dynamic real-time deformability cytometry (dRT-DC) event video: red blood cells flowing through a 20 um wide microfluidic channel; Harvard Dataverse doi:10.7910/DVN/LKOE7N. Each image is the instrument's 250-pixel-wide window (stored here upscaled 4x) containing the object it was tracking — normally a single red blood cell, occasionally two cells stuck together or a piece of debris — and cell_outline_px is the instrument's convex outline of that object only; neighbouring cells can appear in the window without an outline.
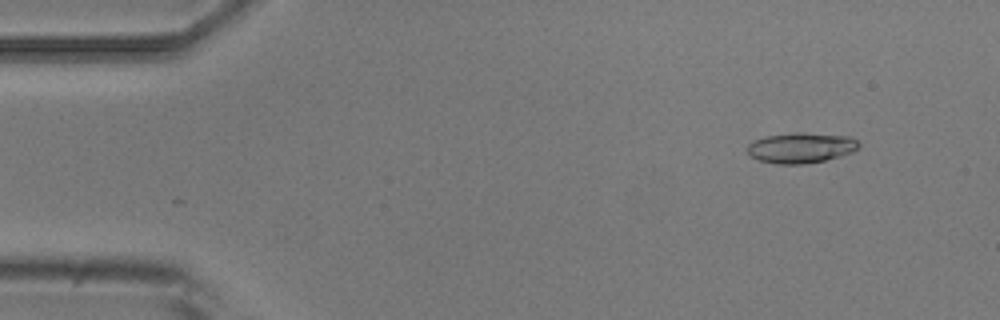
{"species": "common noctule bat (a hibernating species)", "species_latin": "Nyctalus noctula", "temperature_condition": "room temperature", "stored_images_in_passage": 6, "camera_frame_rate_fps": 3000, "um_per_image_px": 0.085, "animal": {"sex": "male", "body_mass_g": 20.5, "forearm_length_mm": 52.5}, "frame": {"image": 1, "passage_image": 2, "time_ms": 1.333, "image_size_px": [1000, 320], "cell_outline_px": [[860, 148], [852, 152], [840, 156], [824, 160], [804, 164], [776, 164], [760, 160], [748, 156], [748, 144], [756, 140], [768, 136], [792, 132], [800, 132], [852, 136], [860, 144]], "centroid_in_image_um": [68.11, 12.56], "position_along_channel_um": 16.9, "area_um2": 19.83}}
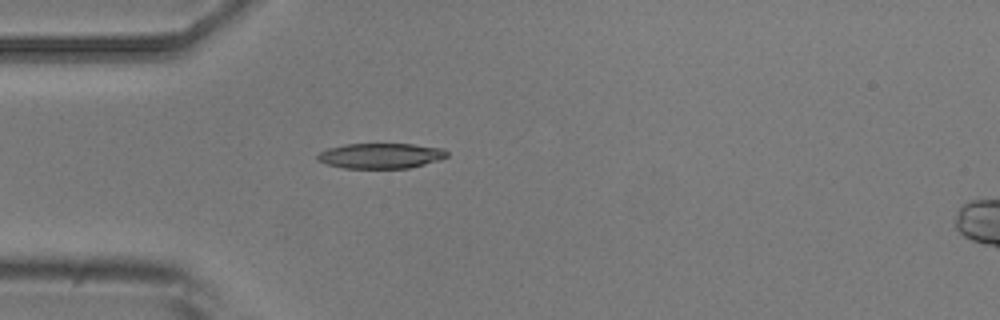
{"frame": {"image": 2, "passage_image": 5, "time_ms": 4.667, "image_size_px": [1000, 320], "cell_outline_px": [[448, 156], [440, 160], [408, 168], [344, 168], [328, 164], [316, 160], [316, 156], [320, 152], [328, 148], [344, 144], [412, 144], [444, 148], [448, 152]], "centroid_in_image_um": [32.37, 13.23], "position_along_channel_um": 52.6, "area_um2": 19.13}}